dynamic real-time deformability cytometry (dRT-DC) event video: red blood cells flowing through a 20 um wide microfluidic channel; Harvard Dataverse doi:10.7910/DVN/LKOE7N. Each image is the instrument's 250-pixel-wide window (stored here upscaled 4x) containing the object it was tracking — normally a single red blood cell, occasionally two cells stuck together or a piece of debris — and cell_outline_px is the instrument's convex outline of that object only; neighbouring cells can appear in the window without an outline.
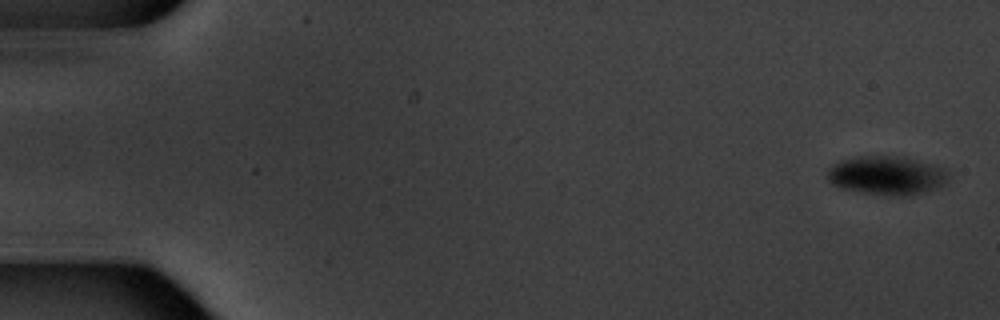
{"species": "common noctule bat (a hibernating species)", "species_latin": "Nyctalus noctula", "temperature_condition": "warm", "stored_images_in_passage": 6, "camera_frame_rate_fps": 3000, "um_per_image_px": 0.085, "animal": {"sex": "male", "body_mass_g": 20.1, "forearm_length_mm": 53.5}, "frame": {"image": 1, "passage_image": 1, "time_ms": 0.0, "image_size_px": [1000, 320], "cell_outline_px": [[952, 176], [944, 184], [936, 188], [924, 192], [908, 196], [884, 196], [844, 188], [832, 184], [828, 180], [828, 168], [844, 160], [860, 156], [904, 156], [936, 164], [944, 168]], "centroid_in_image_um": [75.47, 14.91], "position_along_channel_um": 9.5, "area_um2": 27.57}}
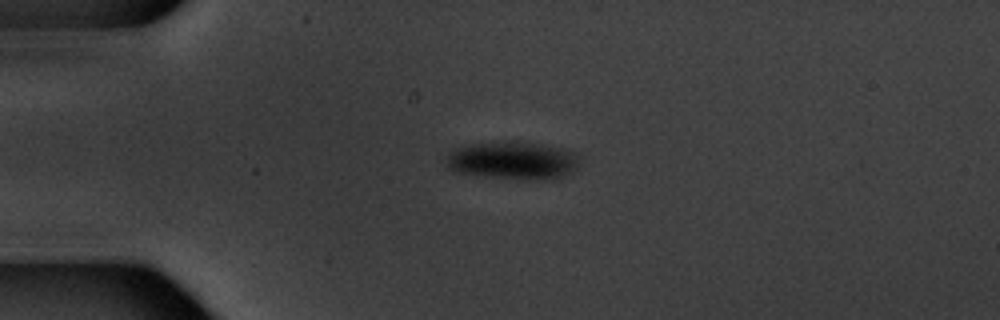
{"frame": {"image": 2, "passage_image": 4, "time_ms": 4.333, "image_size_px": [1000, 320], "cell_outline_px": [[576, 168], [572, 172], [552, 180], [512, 180], [456, 172], [448, 168], [444, 160], [456, 148], [472, 144], [504, 140], [524, 140], [560, 148], [572, 152], [576, 160]], "centroid_in_image_um": [43.55, 13.64], "position_along_channel_um": 41.4, "area_um2": 29.88}}